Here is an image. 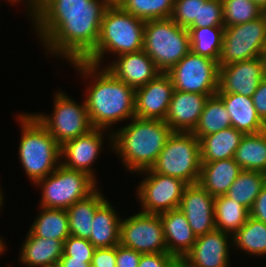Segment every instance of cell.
I'll return each mask as SVG.
<instances>
[{
	"label": "cell",
	"mask_w": 266,
	"mask_h": 267,
	"mask_svg": "<svg viewBox=\"0 0 266 267\" xmlns=\"http://www.w3.org/2000/svg\"><path fill=\"white\" fill-rule=\"evenodd\" d=\"M104 12L33 13V27L49 55L84 61L96 47Z\"/></svg>",
	"instance_id": "1"
},
{
	"label": "cell",
	"mask_w": 266,
	"mask_h": 267,
	"mask_svg": "<svg viewBox=\"0 0 266 267\" xmlns=\"http://www.w3.org/2000/svg\"><path fill=\"white\" fill-rule=\"evenodd\" d=\"M83 77L90 76L85 103L94 128L105 129L135 117V89L116 78L106 67L86 61L71 62ZM101 67V68H100ZM91 84V86H90ZM109 126V127H108Z\"/></svg>",
	"instance_id": "2"
},
{
	"label": "cell",
	"mask_w": 266,
	"mask_h": 267,
	"mask_svg": "<svg viewBox=\"0 0 266 267\" xmlns=\"http://www.w3.org/2000/svg\"><path fill=\"white\" fill-rule=\"evenodd\" d=\"M115 132H110V145L131 172H141L155 164L158 155L173 133L165 121L134 117Z\"/></svg>",
	"instance_id": "3"
},
{
	"label": "cell",
	"mask_w": 266,
	"mask_h": 267,
	"mask_svg": "<svg viewBox=\"0 0 266 267\" xmlns=\"http://www.w3.org/2000/svg\"><path fill=\"white\" fill-rule=\"evenodd\" d=\"M144 27L145 21L124 11L118 4H110L102 17L96 47L84 61L100 66L105 53L120 56L143 50Z\"/></svg>",
	"instance_id": "4"
},
{
	"label": "cell",
	"mask_w": 266,
	"mask_h": 267,
	"mask_svg": "<svg viewBox=\"0 0 266 267\" xmlns=\"http://www.w3.org/2000/svg\"><path fill=\"white\" fill-rule=\"evenodd\" d=\"M21 127L19 159L25 173L34 183L51 174L60 164V145L31 113L17 117Z\"/></svg>",
	"instance_id": "5"
},
{
	"label": "cell",
	"mask_w": 266,
	"mask_h": 267,
	"mask_svg": "<svg viewBox=\"0 0 266 267\" xmlns=\"http://www.w3.org/2000/svg\"><path fill=\"white\" fill-rule=\"evenodd\" d=\"M143 50L166 73L191 51L189 31L171 18L145 21Z\"/></svg>",
	"instance_id": "6"
},
{
	"label": "cell",
	"mask_w": 266,
	"mask_h": 267,
	"mask_svg": "<svg viewBox=\"0 0 266 267\" xmlns=\"http://www.w3.org/2000/svg\"><path fill=\"white\" fill-rule=\"evenodd\" d=\"M153 172L198 183L201 170L200 140L192 132H173L158 155Z\"/></svg>",
	"instance_id": "7"
},
{
	"label": "cell",
	"mask_w": 266,
	"mask_h": 267,
	"mask_svg": "<svg viewBox=\"0 0 266 267\" xmlns=\"http://www.w3.org/2000/svg\"><path fill=\"white\" fill-rule=\"evenodd\" d=\"M97 181L88 174L59 165L51 174L40 179V207L67 210L76 201L82 200L97 189Z\"/></svg>",
	"instance_id": "8"
},
{
	"label": "cell",
	"mask_w": 266,
	"mask_h": 267,
	"mask_svg": "<svg viewBox=\"0 0 266 267\" xmlns=\"http://www.w3.org/2000/svg\"><path fill=\"white\" fill-rule=\"evenodd\" d=\"M82 103L75 102L71 96L59 91L54 96L52 115L51 113L50 115L33 113V115L61 146L94 129L89 119L86 103L85 101Z\"/></svg>",
	"instance_id": "9"
},
{
	"label": "cell",
	"mask_w": 266,
	"mask_h": 267,
	"mask_svg": "<svg viewBox=\"0 0 266 267\" xmlns=\"http://www.w3.org/2000/svg\"><path fill=\"white\" fill-rule=\"evenodd\" d=\"M175 90L211 96L218 91L219 65L216 60L190 51L166 72Z\"/></svg>",
	"instance_id": "10"
},
{
	"label": "cell",
	"mask_w": 266,
	"mask_h": 267,
	"mask_svg": "<svg viewBox=\"0 0 266 267\" xmlns=\"http://www.w3.org/2000/svg\"><path fill=\"white\" fill-rule=\"evenodd\" d=\"M266 48V24L262 16L256 20L224 27L218 65L260 57Z\"/></svg>",
	"instance_id": "11"
},
{
	"label": "cell",
	"mask_w": 266,
	"mask_h": 267,
	"mask_svg": "<svg viewBox=\"0 0 266 267\" xmlns=\"http://www.w3.org/2000/svg\"><path fill=\"white\" fill-rule=\"evenodd\" d=\"M136 174H146L136 189L142 212L160 214L179 208L183 192L188 185L186 182L161 175L151 169Z\"/></svg>",
	"instance_id": "12"
},
{
	"label": "cell",
	"mask_w": 266,
	"mask_h": 267,
	"mask_svg": "<svg viewBox=\"0 0 266 267\" xmlns=\"http://www.w3.org/2000/svg\"><path fill=\"white\" fill-rule=\"evenodd\" d=\"M119 244L142 254L168 253L159 214L140 211L121 220Z\"/></svg>",
	"instance_id": "13"
},
{
	"label": "cell",
	"mask_w": 266,
	"mask_h": 267,
	"mask_svg": "<svg viewBox=\"0 0 266 267\" xmlns=\"http://www.w3.org/2000/svg\"><path fill=\"white\" fill-rule=\"evenodd\" d=\"M174 90L170 76L163 72L136 88L135 117L164 121Z\"/></svg>",
	"instance_id": "14"
},
{
	"label": "cell",
	"mask_w": 266,
	"mask_h": 267,
	"mask_svg": "<svg viewBox=\"0 0 266 267\" xmlns=\"http://www.w3.org/2000/svg\"><path fill=\"white\" fill-rule=\"evenodd\" d=\"M263 78V62L260 57L219 65L217 93H236L252 97Z\"/></svg>",
	"instance_id": "15"
},
{
	"label": "cell",
	"mask_w": 266,
	"mask_h": 267,
	"mask_svg": "<svg viewBox=\"0 0 266 267\" xmlns=\"http://www.w3.org/2000/svg\"><path fill=\"white\" fill-rule=\"evenodd\" d=\"M104 131L105 129L94 128L85 135L63 143L60 146V155L63 159L61 165L86 173L96 181V174L91 166L101 152Z\"/></svg>",
	"instance_id": "16"
},
{
	"label": "cell",
	"mask_w": 266,
	"mask_h": 267,
	"mask_svg": "<svg viewBox=\"0 0 266 267\" xmlns=\"http://www.w3.org/2000/svg\"><path fill=\"white\" fill-rule=\"evenodd\" d=\"M231 242V234L215 229L197 237L182 260L189 267H229Z\"/></svg>",
	"instance_id": "17"
},
{
	"label": "cell",
	"mask_w": 266,
	"mask_h": 267,
	"mask_svg": "<svg viewBox=\"0 0 266 267\" xmlns=\"http://www.w3.org/2000/svg\"><path fill=\"white\" fill-rule=\"evenodd\" d=\"M214 201L199 183L188 184L183 192L179 209L197 237L216 229Z\"/></svg>",
	"instance_id": "18"
},
{
	"label": "cell",
	"mask_w": 266,
	"mask_h": 267,
	"mask_svg": "<svg viewBox=\"0 0 266 267\" xmlns=\"http://www.w3.org/2000/svg\"><path fill=\"white\" fill-rule=\"evenodd\" d=\"M208 97V95L174 90L164 121L173 132H192Z\"/></svg>",
	"instance_id": "19"
},
{
	"label": "cell",
	"mask_w": 266,
	"mask_h": 267,
	"mask_svg": "<svg viewBox=\"0 0 266 267\" xmlns=\"http://www.w3.org/2000/svg\"><path fill=\"white\" fill-rule=\"evenodd\" d=\"M115 59L117 60L105 67L116 78L134 89L147 84L161 73L144 50L123 54Z\"/></svg>",
	"instance_id": "20"
},
{
	"label": "cell",
	"mask_w": 266,
	"mask_h": 267,
	"mask_svg": "<svg viewBox=\"0 0 266 267\" xmlns=\"http://www.w3.org/2000/svg\"><path fill=\"white\" fill-rule=\"evenodd\" d=\"M159 216L163 225L167 252L176 259H183L197 239L185 214L176 208L160 213Z\"/></svg>",
	"instance_id": "21"
},
{
	"label": "cell",
	"mask_w": 266,
	"mask_h": 267,
	"mask_svg": "<svg viewBox=\"0 0 266 267\" xmlns=\"http://www.w3.org/2000/svg\"><path fill=\"white\" fill-rule=\"evenodd\" d=\"M63 248L62 240L45 239L28 232L20 250V262L28 267L57 266L63 255Z\"/></svg>",
	"instance_id": "22"
},
{
	"label": "cell",
	"mask_w": 266,
	"mask_h": 267,
	"mask_svg": "<svg viewBox=\"0 0 266 267\" xmlns=\"http://www.w3.org/2000/svg\"><path fill=\"white\" fill-rule=\"evenodd\" d=\"M230 115L232 127L244 134H256L266 130V124L258 116L252 97L236 93H217Z\"/></svg>",
	"instance_id": "23"
},
{
	"label": "cell",
	"mask_w": 266,
	"mask_h": 267,
	"mask_svg": "<svg viewBox=\"0 0 266 267\" xmlns=\"http://www.w3.org/2000/svg\"><path fill=\"white\" fill-rule=\"evenodd\" d=\"M241 167L233 158L201 162L198 183L213 197L225 195L236 180Z\"/></svg>",
	"instance_id": "24"
},
{
	"label": "cell",
	"mask_w": 266,
	"mask_h": 267,
	"mask_svg": "<svg viewBox=\"0 0 266 267\" xmlns=\"http://www.w3.org/2000/svg\"><path fill=\"white\" fill-rule=\"evenodd\" d=\"M121 220L109 200L95 212L89 241L95 248H108L119 244Z\"/></svg>",
	"instance_id": "25"
},
{
	"label": "cell",
	"mask_w": 266,
	"mask_h": 267,
	"mask_svg": "<svg viewBox=\"0 0 266 267\" xmlns=\"http://www.w3.org/2000/svg\"><path fill=\"white\" fill-rule=\"evenodd\" d=\"M243 136V132L232 126L204 136L200 140L201 162L233 158Z\"/></svg>",
	"instance_id": "26"
},
{
	"label": "cell",
	"mask_w": 266,
	"mask_h": 267,
	"mask_svg": "<svg viewBox=\"0 0 266 267\" xmlns=\"http://www.w3.org/2000/svg\"><path fill=\"white\" fill-rule=\"evenodd\" d=\"M106 200L97 188L86 198L76 201L66 211L69 219L70 235L89 240L92 220L96 209Z\"/></svg>",
	"instance_id": "27"
},
{
	"label": "cell",
	"mask_w": 266,
	"mask_h": 267,
	"mask_svg": "<svg viewBox=\"0 0 266 267\" xmlns=\"http://www.w3.org/2000/svg\"><path fill=\"white\" fill-rule=\"evenodd\" d=\"M233 159L242 170L266 173V130L244 134Z\"/></svg>",
	"instance_id": "28"
},
{
	"label": "cell",
	"mask_w": 266,
	"mask_h": 267,
	"mask_svg": "<svg viewBox=\"0 0 266 267\" xmlns=\"http://www.w3.org/2000/svg\"><path fill=\"white\" fill-rule=\"evenodd\" d=\"M232 126L230 115L222 98L216 93L208 97L199 121L192 133L201 140L204 136Z\"/></svg>",
	"instance_id": "29"
},
{
	"label": "cell",
	"mask_w": 266,
	"mask_h": 267,
	"mask_svg": "<svg viewBox=\"0 0 266 267\" xmlns=\"http://www.w3.org/2000/svg\"><path fill=\"white\" fill-rule=\"evenodd\" d=\"M40 208L39 215L28 231L41 238H52L64 242L70 236L67 211L64 209Z\"/></svg>",
	"instance_id": "30"
},
{
	"label": "cell",
	"mask_w": 266,
	"mask_h": 267,
	"mask_svg": "<svg viewBox=\"0 0 266 267\" xmlns=\"http://www.w3.org/2000/svg\"><path fill=\"white\" fill-rule=\"evenodd\" d=\"M266 185V173L242 170L225 196L251 210L254 201Z\"/></svg>",
	"instance_id": "31"
},
{
	"label": "cell",
	"mask_w": 266,
	"mask_h": 267,
	"mask_svg": "<svg viewBox=\"0 0 266 267\" xmlns=\"http://www.w3.org/2000/svg\"><path fill=\"white\" fill-rule=\"evenodd\" d=\"M214 215L216 229L233 235L250 216V211L225 195L215 197Z\"/></svg>",
	"instance_id": "32"
},
{
	"label": "cell",
	"mask_w": 266,
	"mask_h": 267,
	"mask_svg": "<svg viewBox=\"0 0 266 267\" xmlns=\"http://www.w3.org/2000/svg\"><path fill=\"white\" fill-rule=\"evenodd\" d=\"M233 247L252 256H266V223L248 217L247 222L232 235Z\"/></svg>",
	"instance_id": "33"
},
{
	"label": "cell",
	"mask_w": 266,
	"mask_h": 267,
	"mask_svg": "<svg viewBox=\"0 0 266 267\" xmlns=\"http://www.w3.org/2000/svg\"><path fill=\"white\" fill-rule=\"evenodd\" d=\"M190 48L195 54L218 62L222 50L224 26L188 28Z\"/></svg>",
	"instance_id": "34"
},
{
	"label": "cell",
	"mask_w": 266,
	"mask_h": 267,
	"mask_svg": "<svg viewBox=\"0 0 266 267\" xmlns=\"http://www.w3.org/2000/svg\"><path fill=\"white\" fill-rule=\"evenodd\" d=\"M117 4L133 16L149 21L170 18L174 0H120Z\"/></svg>",
	"instance_id": "35"
},
{
	"label": "cell",
	"mask_w": 266,
	"mask_h": 267,
	"mask_svg": "<svg viewBox=\"0 0 266 267\" xmlns=\"http://www.w3.org/2000/svg\"><path fill=\"white\" fill-rule=\"evenodd\" d=\"M106 0H38L33 13L105 12Z\"/></svg>",
	"instance_id": "36"
},
{
	"label": "cell",
	"mask_w": 266,
	"mask_h": 267,
	"mask_svg": "<svg viewBox=\"0 0 266 267\" xmlns=\"http://www.w3.org/2000/svg\"><path fill=\"white\" fill-rule=\"evenodd\" d=\"M222 4L224 27L256 20L262 14V8L253 0H222Z\"/></svg>",
	"instance_id": "37"
},
{
	"label": "cell",
	"mask_w": 266,
	"mask_h": 267,
	"mask_svg": "<svg viewBox=\"0 0 266 267\" xmlns=\"http://www.w3.org/2000/svg\"><path fill=\"white\" fill-rule=\"evenodd\" d=\"M213 26H224L222 0H200L199 21H194L189 28Z\"/></svg>",
	"instance_id": "38"
},
{
	"label": "cell",
	"mask_w": 266,
	"mask_h": 267,
	"mask_svg": "<svg viewBox=\"0 0 266 267\" xmlns=\"http://www.w3.org/2000/svg\"><path fill=\"white\" fill-rule=\"evenodd\" d=\"M200 0H174L171 19L188 29L194 21H199Z\"/></svg>",
	"instance_id": "39"
},
{
	"label": "cell",
	"mask_w": 266,
	"mask_h": 267,
	"mask_svg": "<svg viewBox=\"0 0 266 267\" xmlns=\"http://www.w3.org/2000/svg\"><path fill=\"white\" fill-rule=\"evenodd\" d=\"M95 249L89 240L70 235L64 241L62 257H73L91 263Z\"/></svg>",
	"instance_id": "40"
},
{
	"label": "cell",
	"mask_w": 266,
	"mask_h": 267,
	"mask_svg": "<svg viewBox=\"0 0 266 267\" xmlns=\"http://www.w3.org/2000/svg\"><path fill=\"white\" fill-rule=\"evenodd\" d=\"M142 253L116 245V267H138Z\"/></svg>",
	"instance_id": "41"
},
{
	"label": "cell",
	"mask_w": 266,
	"mask_h": 267,
	"mask_svg": "<svg viewBox=\"0 0 266 267\" xmlns=\"http://www.w3.org/2000/svg\"><path fill=\"white\" fill-rule=\"evenodd\" d=\"M176 258L169 253L142 254L138 267H170Z\"/></svg>",
	"instance_id": "42"
},
{
	"label": "cell",
	"mask_w": 266,
	"mask_h": 267,
	"mask_svg": "<svg viewBox=\"0 0 266 267\" xmlns=\"http://www.w3.org/2000/svg\"><path fill=\"white\" fill-rule=\"evenodd\" d=\"M91 267H116V246L96 248L93 253Z\"/></svg>",
	"instance_id": "43"
},
{
	"label": "cell",
	"mask_w": 266,
	"mask_h": 267,
	"mask_svg": "<svg viewBox=\"0 0 266 267\" xmlns=\"http://www.w3.org/2000/svg\"><path fill=\"white\" fill-rule=\"evenodd\" d=\"M258 116L266 124V78H263L252 96Z\"/></svg>",
	"instance_id": "44"
},
{
	"label": "cell",
	"mask_w": 266,
	"mask_h": 267,
	"mask_svg": "<svg viewBox=\"0 0 266 267\" xmlns=\"http://www.w3.org/2000/svg\"><path fill=\"white\" fill-rule=\"evenodd\" d=\"M250 216L254 219L266 223V185L256 197L250 210Z\"/></svg>",
	"instance_id": "45"
},
{
	"label": "cell",
	"mask_w": 266,
	"mask_h": 267,
	"mask_svg": "<svg viewBox=\"0 0 266 267\" xmlns=\"http://www.w3.org/2000/svg\"><path fill=\"white\" fill-rule=\"evenodd\" d=\"M59 267H91V263L84 260L73 259V257H61L58 262Z\"/></svg>",
	"instance_id": "46"
},
{
	"label": "cell",
	"mask_w": 266,
	"mask_h": 267,
	"mask_svg": "<svg viewBox=\"0 0 266 267\" xmlns=\"http://www.w3.org/2000/svg\"><path fill=\"white\" fill-rule=\"evenodd\" d=\"M7 1L9 3L11 2L12 4H14V3H18L19 4V2L22 1V0H7ZM23 1H24L23 2L24 4H27V5H25V7L27 6L28 14H30V16H31L33 14L35 8H36L38 0H26V2H25V0H23Z\"/></svg>",
	"instance_id": "47"
},
{
	"label": "cell",
	"mask_w": 266,
	"mask_h": 267,
	"mask_svg": "<svg viewBox=\"0 0 266 267\" xmlns=\"http://www.w3.org/2000/svg\"><path fill=\"white\" fill-rule=\"evenodd\" d=\"M170 267H189L182 259H176Z\"/></svg>",
	"instance_id": "48"
},
{
	"label": "cell",
	"mask_w": 266,
	"mask_h": 267,
	"mask_svg": "<svg viewBox=\"0 0 266 267\" xmlns=\"http://www.w3.org/2000/svg\"><path fill=\"white\" fill-rule=\"evenodd\" d=\"M260 58L263 62L264 78H266V48L263 50Z\"/></svg>",
	"instance_id": "49"
},
{
	"label": "cell",
	"mask_w": 266,
	"mask_h": 267,
	"mask_svg": "<svg viewBox=\"0 0 266 267\" xmlns=\"http://www.w3.org/2000/svg\"><path fill=\"white\" fill-rule=\"evenodd\" d=\"M259 7H266V0H253Z\"/></svg>",
	"instance_id": "50"
},
{
	"label": "cell",
	"mask_w": 266,
	"mask_h": 267,
	"mask_svg": "<svg viewBox=\"0 0 266 267\" xmlns=\"http://www.w3.org/2000/svg\"><path fill=\"white\" fill-rule=\"evenodd\" d=\"M1 238L2 237H0V255L6 250L5 242L3 243V239Z\"/></svg>",
	"instance_id": "51"
},
{
	"label": "cell",
	"mask_w": 266,
	"mask_h": 267,
	"mask_svg": "<svg viewBox=\"0 0 266 267\" xmlns=\"http://www.w3.org/2000/svg\"><path fill=\"white\" fill-rule=\"evenodd\" d=\"M4 195L2 194V189L0 188V209L2 208V206H3V199H4V197H3Z\"/></svg>",
	"instance_id": "52"
},
{
	"label": "cell",
	"mask_w": 266,
	"mask_h": 267,
	"mask_svg": "<svg viewBox=\"0 0 266 267\" xmlns=\"http://www.w3.org/2000/svg\"><path fill=\"white\" fill-rule=\"evenodd\" d=\"M261 16L264 18L265 24H266V7L262 8V14H261Z\"/></svg>",
	"instance_id": "53"
},
{
	"label": "cell",
	"mask_w": 266,
	"mask_h": 267,
	"mask_svg": "<svg viewBox=\"0 0 266 267\" xmlns=\"http://www.w3.org/2000/svg\"><path fill=\"white\" fill-rule=\"evenodd\" d=\"M109 4H117L120 0H106Z\"/></svg>",
	"instance_id": "54"
}]
</instances>
